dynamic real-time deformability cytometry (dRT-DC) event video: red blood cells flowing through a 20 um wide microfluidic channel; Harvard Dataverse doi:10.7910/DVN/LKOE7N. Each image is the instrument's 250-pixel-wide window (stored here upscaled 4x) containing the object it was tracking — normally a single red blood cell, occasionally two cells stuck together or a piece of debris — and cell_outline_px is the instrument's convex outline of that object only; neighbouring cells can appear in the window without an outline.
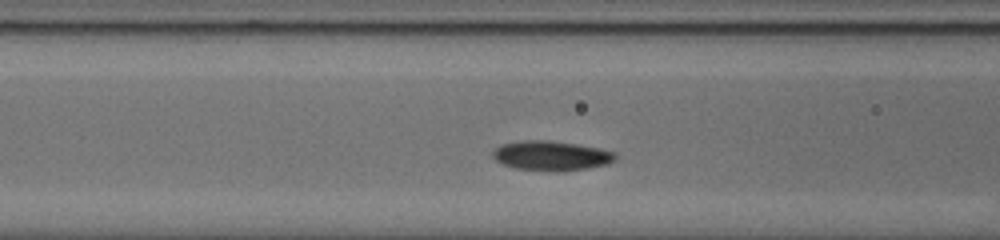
{"species": "common noctule bat (a hibernating species)", "species_latin": "Nyctalus noctula", "temperature_condition": "cold", "stored_images_in_passage": 33, "camera_frame_rate_fps": 3000, "um_per_image_px": 0.085, "animal": {"sex": "male", "body_mass_g": 20.0, "forearm_length_mm": 53.3}, "frame": {"image": 1, "passage_image": 9, "time_ms": 2.667, "image_size_px": [1000, 240], "cell_outline_px": [[616, 160], [608, 164], [588, 168], [556, 172], [516, 168], [504, 164], [496, 160], [492, 156], [492, 152], [496, 148], [504, 144], [524, 140], [548, 140], [576, 144], [596, 148], [612, 152], [616, 156]], "centroid_in_image_um": [46.85, 13.24], "position_along_channel_um": 119.7, "area_um2": 20.92}}
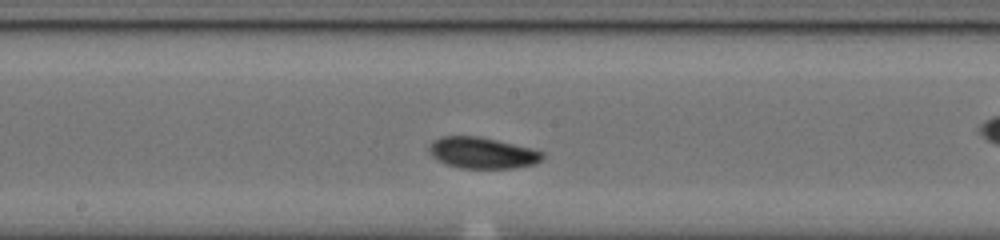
{"frame": {"image": 2, "passage_image": 16, "time_ms": 5.0, "image_size_px": [1000, 240], "cell_outline_px": [[544, 160], [532, 164], [516, 168], [460, 168], [444, 164], [432, 156], [428, 148], [432, 140], [440, 136], [480, 136], [532, 148], [544, 152]], "centroid_in_image_um": [40.99, 12.99], "position_along_channel_um": 207.2, "area_um2": 20.87}}
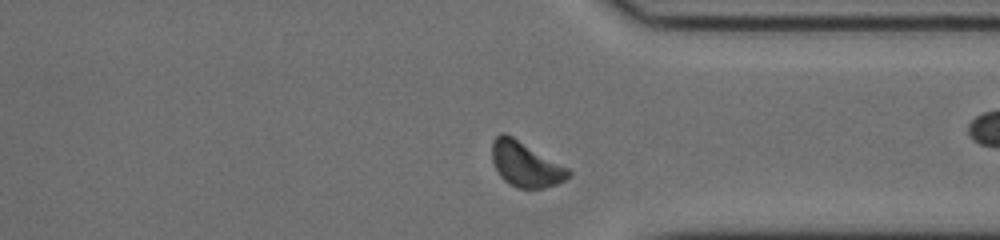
{"frame": {"image": 3, "passage_image": 29, "time_ms": 9.333, "image_size_px": [1000, 240], "cell_outline_px": [[572, 176], [556, 184], [544, 188], [516, 188], [508, 184], [500, 176], [492, 160], [492, 140], [500, 132], [504, 132], [512, 136], [568, 168], [572, 172]], "centroid_in_image_um": [44.66, 13.97], "position_along_channel_um": 366.7, "area_um2": 20.0}, "authors_computed_cell_mechanics": {"area_um2": 19.7676, "velocity_mm_per_s": 3.7589, "shape_relaxation_time_tau1_ms": 5.5143, "shape_relaxation_time_tau2_ms": null, "deformation_change_tau1": 0.1485, "deformation_change_tau2": null}}